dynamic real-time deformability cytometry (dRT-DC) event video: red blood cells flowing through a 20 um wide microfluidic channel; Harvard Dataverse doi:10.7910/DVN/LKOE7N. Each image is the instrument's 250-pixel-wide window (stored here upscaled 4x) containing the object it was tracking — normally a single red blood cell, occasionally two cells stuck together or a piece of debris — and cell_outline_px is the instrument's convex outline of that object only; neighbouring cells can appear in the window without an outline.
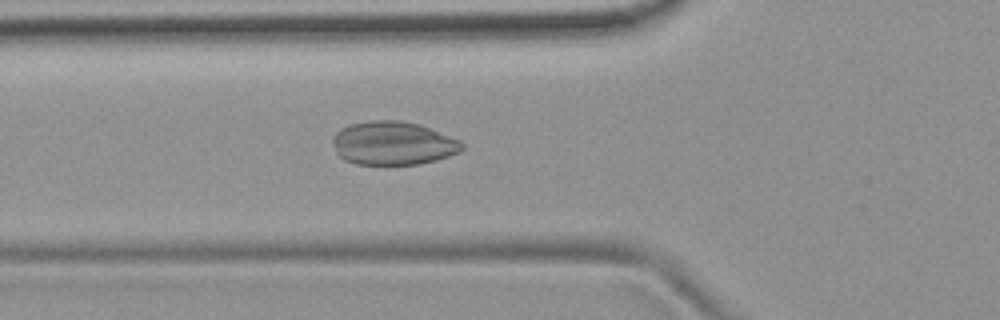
{"species": "common noctule bat (a hibernating species)", "species_latin": "Nyctalus noctula", "temperature_condition": "room temperature", "stored_images_in_passage": 40, "camera_frame_rate_fps": 3000, "um_per_image_px": 0.085, "animal": {"sex": "female", "body_mass_g": 19.9}, "frame": {"image": 1, "passage_image": 7, "time_ms": 2.0, "image_size_px": [1000, 320], "cell_outline_px": [[464, 148], [460, 152], [436, 160], [416, 164], [356, 164], [344, 160], [336, 152], [332, 140], [332, 136], [340, 128], [348, 124], [368, 120], [400, 120], [420, 124], [460, 140], [464, 144]], "centroid_in_image_um": [33.39, 12.16], "position_along_channel_um": 92.4, "area_um2": 33.0}}
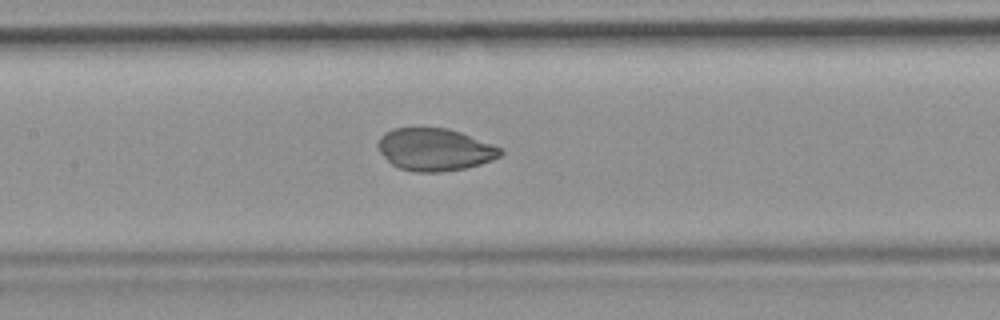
{"frame": {"image": 2, "passage_image": 13, "time_ms": 4.0, "image_size_px": [1000, 320], "cell_outline_px": [[504, 152], [500, 156], [492, 160], [480, 164], [464, 168], [440, 172], [416, 172], [400, 168], [392, 164], [380, 152], [376, 144], [380, 136], [384, 132], [392, 128], [448, 128], [460, 132], [504, 148]], "centroid_in_image_um": [36.96, 12.7], "position_along_channel_um": 170.4, "area_um2": 30.35}}
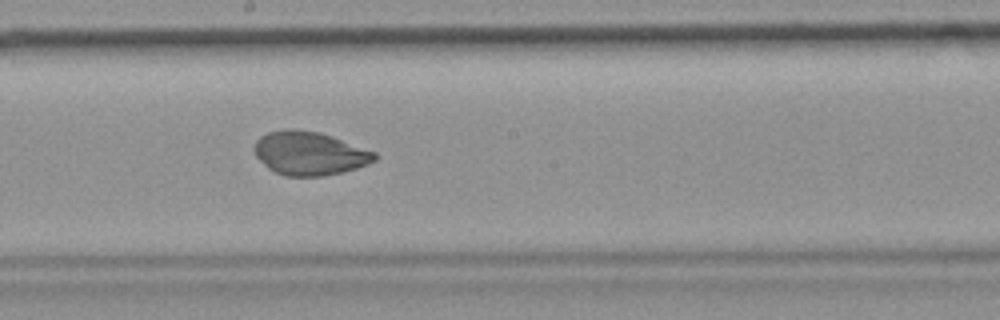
{"frame": {"image": 3, "passage_image": 17, "time_ms": 5.333, "image_size_px": [1000, 320], "cell_outline_px": [[376, 160], [368, 164], [356, 168], [324, 176], [284, 176], [268, 168], [256, 156], [252, 148], [256, 140], [260, 136], [268, 132], [284, 128], [292, 128], [320, 132], [332, 136], [376, 152]], "centroid_in_image_um": [26.28, 13.02], "position_along_channel_um": 221.9, "area_um2": 30.69}}